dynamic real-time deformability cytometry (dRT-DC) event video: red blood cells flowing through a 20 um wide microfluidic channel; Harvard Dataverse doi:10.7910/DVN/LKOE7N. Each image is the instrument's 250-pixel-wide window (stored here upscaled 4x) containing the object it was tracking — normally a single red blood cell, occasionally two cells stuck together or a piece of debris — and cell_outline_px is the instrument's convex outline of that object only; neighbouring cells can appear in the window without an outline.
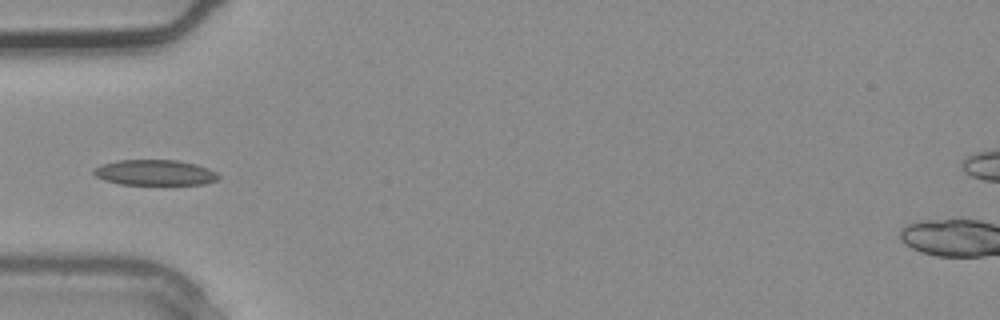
{"species": "common noctule bat (a hibernating species)", "species_latin": "Nyctalus noctula", "temperature_condition": "warm", "stored_images_in_passage": 2, "camera_frame_rate_fps": 3000, "um_per_image_px": 0.085, "animal": {"sex": "male", "body_mass_g": 20.4}, "frame": {"image": 1, "passage_image": 2, "time_ms": 0.333, "image_size_px": [1000, 320], "cell_outline_px": [[220, 176], [216, 180], [204, 184], [120, 184], [104, 180], [96, 176], [92, 172], [92, 168], [100, 164], [116, 160], [180, 160], [196, 164], [208, 168], [216, 172]], "centroid_in_image_um": [13.13, 14.66], "position_along_channel_um": 71.9, "area_um2": 18.67}}